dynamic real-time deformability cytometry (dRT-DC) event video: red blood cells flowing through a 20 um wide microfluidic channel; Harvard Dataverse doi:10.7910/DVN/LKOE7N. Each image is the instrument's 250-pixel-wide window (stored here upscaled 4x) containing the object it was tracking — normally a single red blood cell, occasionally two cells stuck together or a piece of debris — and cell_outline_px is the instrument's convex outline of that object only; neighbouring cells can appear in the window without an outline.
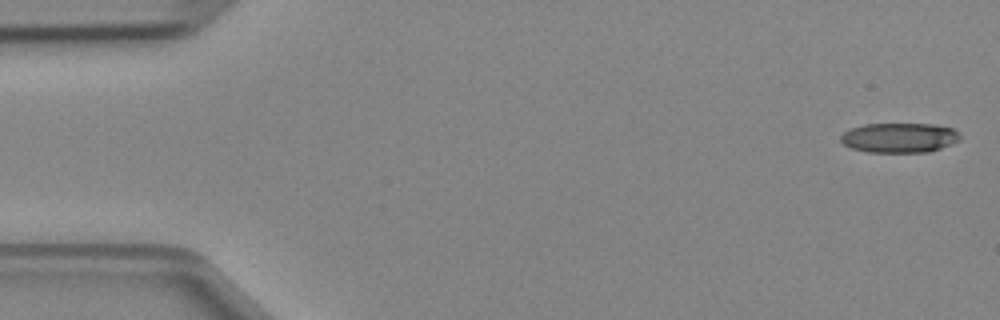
{"species": "Egyptian fruit bat (a non-hibernating species)", "species_latin": "Rousettus aegyptiacus", "temperature_condition": "cold", "stored_images_in_passage": 47, "camera_frame_rate_fps": 3000, "um_per_image_px": 0.085, "animal": {"sex": "female"}, "frame": {"image": 1, "passage_image": 1, "time_ms": 0.0, "image_size_px": [1000, 320], "cell_outline_px": [[960, 140], [940, 148], [928, 152], [868, 152], [852, 148], [844, 144], [840, 140], [840, 136], [844, 132], [852, 128], [864, 124], [932, 124], [952, 128], [960, 136]], "centroid_in_image_um": [76.43, 11.71], "position_along_channel_um": 8.6, "area_um2": 20.52}}
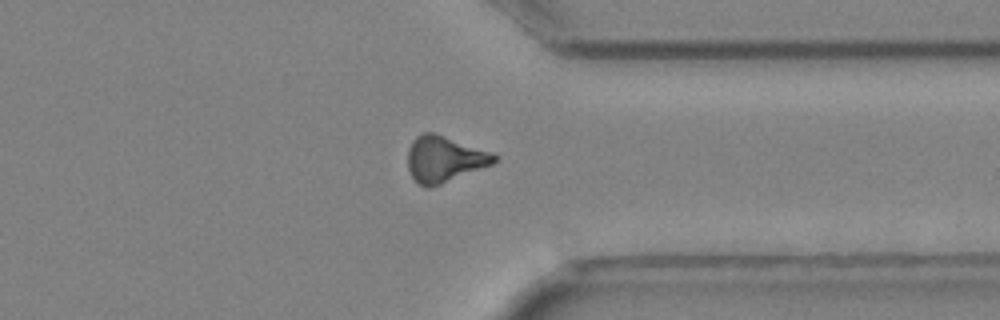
{"frame": {"image": 2, "passage_image": 36, "time_ms": 11.667, "image_size_px": [1000, 320], "cell_outline_px": [[500, 160], [492, 164], [440, 184], [428, 188], [424, 188], [416, 184], [408, 168], [408, 148], [412, 140], [416, 136], [424, 132], [432, 132], [500, 156]], "centroid_in_image_um": [37.73, 13.54], "position_along_channel_um": 373.7, "area_um2": 22.95}}
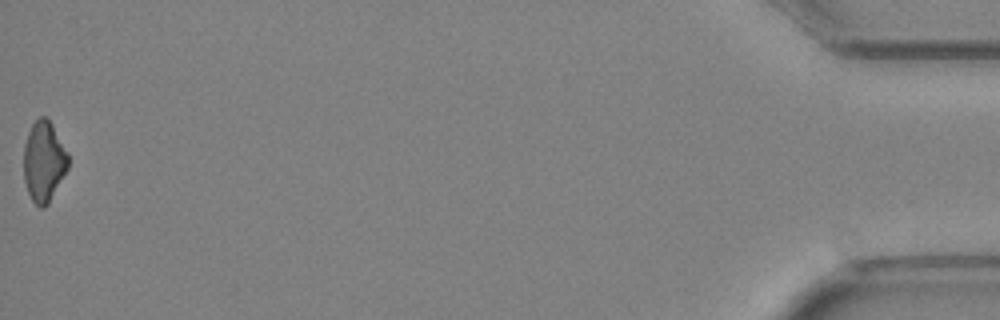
{"frame": {"image": 3, "passage_image": 47, "time_ms": 15.333, "image_size_px": [1000, 320], "cell_outline_px": [[68, 168], [48, 204], [44, 208], [40, 208], [32, 200], [28, 192], [24, 180], [24, 144], [28, 132], [32, 124], [40, 116], [44, 116], [52, 124], [68, 152]], "centroid_in_image_um": [3.72, 13.73], "position_along_channel_um": 431.5, "area_um2": 20.81}}